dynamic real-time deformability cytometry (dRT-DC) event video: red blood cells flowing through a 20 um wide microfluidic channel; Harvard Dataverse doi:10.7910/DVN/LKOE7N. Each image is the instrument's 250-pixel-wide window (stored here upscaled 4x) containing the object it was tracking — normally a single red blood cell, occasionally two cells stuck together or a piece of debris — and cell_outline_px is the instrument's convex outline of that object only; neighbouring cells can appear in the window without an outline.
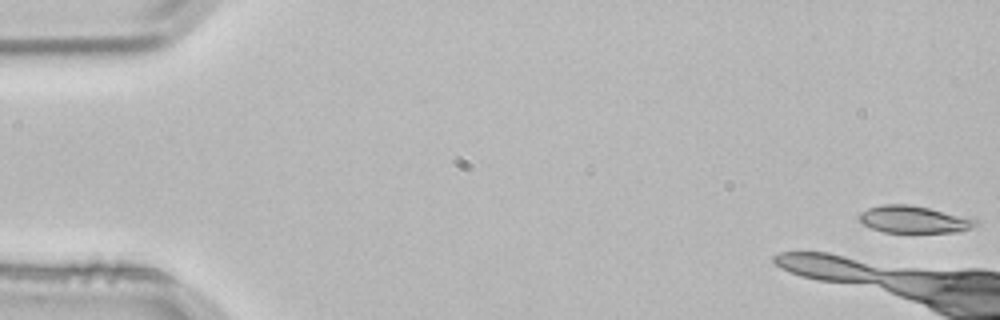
{"species": "common noctule bat (a hibernating species)", "species_latin": "Nyctalus noctula", "temperature_condition": "room temperature", "stored_images_in_passage": 5, "camera_frame_rate_fps": 3000, "um_per_image_px": 0.085, "animal": {"sex": "male", "body_mass_g": 21.5, "forearm_length_mm": 52.0}, "frame": {"image": 1, "passage_image": 1, "time_ms": 0.0, "image_size_px": [1000, 320], "cell_outline_px": [[976, 224], [960, 232], [884, 232], [872, 228], [864, 224], [860, 220], [860, 212], [868, 208], [884, 204], [908, 204], [928, 208], [976, 220]], "centroid_in_image_um": [77.6, 18.65], "position_along_channel_um": 7.4, "area_um2": 17.86}}